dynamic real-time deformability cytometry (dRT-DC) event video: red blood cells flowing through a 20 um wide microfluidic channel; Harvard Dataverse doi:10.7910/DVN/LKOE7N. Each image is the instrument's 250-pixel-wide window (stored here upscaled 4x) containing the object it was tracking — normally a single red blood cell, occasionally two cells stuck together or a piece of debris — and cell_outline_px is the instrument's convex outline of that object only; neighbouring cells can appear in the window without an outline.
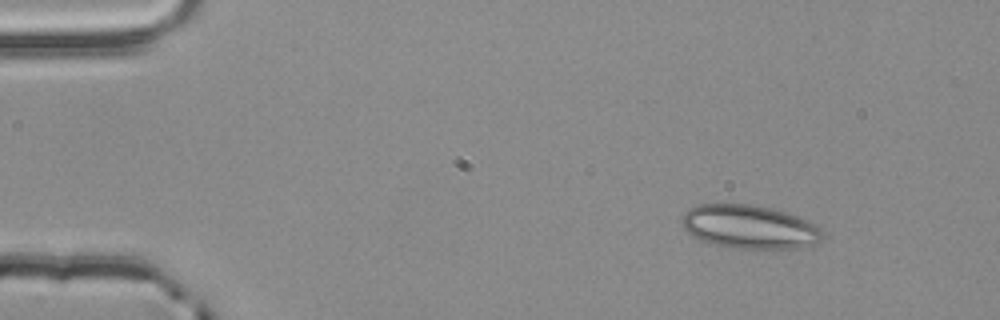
{"species": "common noctule bat (a hibernating species)", "species_latin": "Nyctalus noctula", "temperature_condition": "room temperature", "stored_images_in_passage": 3, "camera_frame_rate_fps": 3000, "um_per_image_px": 0.085, "animal": {"sex": "male", "body_mass_g": 20.4}, "frame": {"image": 1, "passage_image": 1, "time_ms": 0.0, "image_size_px": [1000, 320], "cell_outline_px": [[824, 236], [820, 240], [812, 244], [796, 248], [736, 248], [712, 244], [700, 240], [692, 236], [680, 224], [680, 220], [684, 212], [688, 208], [700, 204], [752, 204], [772, 208], [796, 216], [816, 224], [820, 228]], "centroid_in_image_um": [63.65, 19.27], "position_along_channel_um": 21.3, "area_um2": 35.78}}